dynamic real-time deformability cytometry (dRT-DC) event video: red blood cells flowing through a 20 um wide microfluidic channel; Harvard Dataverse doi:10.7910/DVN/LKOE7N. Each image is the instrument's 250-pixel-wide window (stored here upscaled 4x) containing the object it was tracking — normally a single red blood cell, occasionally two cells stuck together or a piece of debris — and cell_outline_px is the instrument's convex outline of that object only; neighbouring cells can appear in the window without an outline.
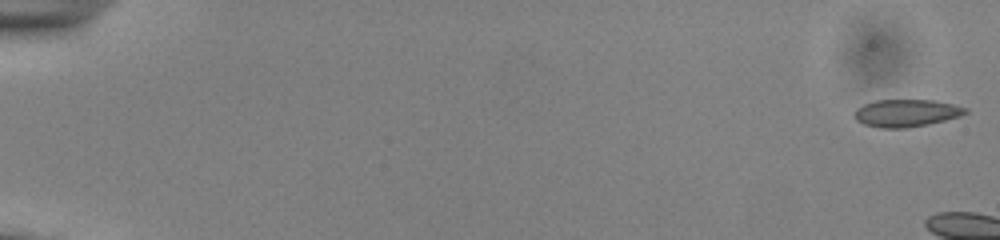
{"species": "common noctule bat (a hibernating species)", "species_latin": "Nyctalus noctula", "temperature_condition": "cold", "stored_images_in_passage": 14, "camera_frame_rate_fps": 3000, "um_per_image_px": 0.085, "animal": {"sex": "male", "body_mass_g": 13.0, "forearm_length_mm": 53.1}, "frame": {"image": 1, "passage_image": 1, "time_ms": 0.0, "image_size_px": [1000, 240], "cell_outline_px": [[968, 112], [960, 116], [944, 120], [908, 128], [880, 128], [864, 124], [856, 120], [852, 116], [856, 108], [864, 104], [876, 100], [932, 100], [952, 104], [968, 108]], "centroid_in_image_um": [77.0, 9.61], "position_along_channel_um": 8.0, "area_um2": 17.74}}